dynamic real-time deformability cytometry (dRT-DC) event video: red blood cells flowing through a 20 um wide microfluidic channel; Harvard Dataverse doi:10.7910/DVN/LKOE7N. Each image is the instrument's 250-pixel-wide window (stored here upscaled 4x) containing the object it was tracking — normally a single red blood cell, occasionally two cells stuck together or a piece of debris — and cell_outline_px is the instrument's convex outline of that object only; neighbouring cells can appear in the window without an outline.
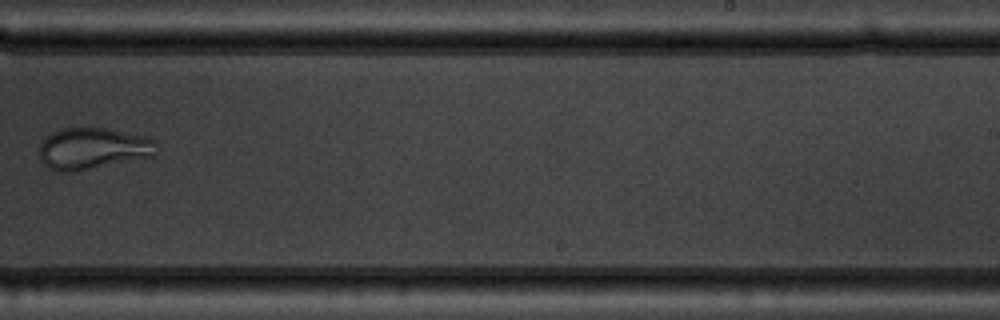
{"species": "common noctule bat (a hibernating species)", "species_latin": "Nyctalus noctula", "temperature_condition": "warm", "stored_images_in_passage": 9, "camera_frame_rate_fps": 3000, "um_per_image_px": 0.085, "animal": {"sex": "male", "body_mass_g": 19.5, "forearm_length_mm": 54.6}, "frame": {"image": 1, "passage_image": 9, "time_ms": 9.333, "image_size_px": [1000, 320], "cell_outline_px": [[156, 152], [152, 156], [72, 172], [60, 172], [48, 168], [40, 160], [40, 144], [52, 132], [64, 128], [108, 128], [144, 136], [152, 140], [156, 144]], "centroid_in_image_um": [7.86, 12.62], "position_along_channel_um": 281.1, "area_um2": 28.03}}